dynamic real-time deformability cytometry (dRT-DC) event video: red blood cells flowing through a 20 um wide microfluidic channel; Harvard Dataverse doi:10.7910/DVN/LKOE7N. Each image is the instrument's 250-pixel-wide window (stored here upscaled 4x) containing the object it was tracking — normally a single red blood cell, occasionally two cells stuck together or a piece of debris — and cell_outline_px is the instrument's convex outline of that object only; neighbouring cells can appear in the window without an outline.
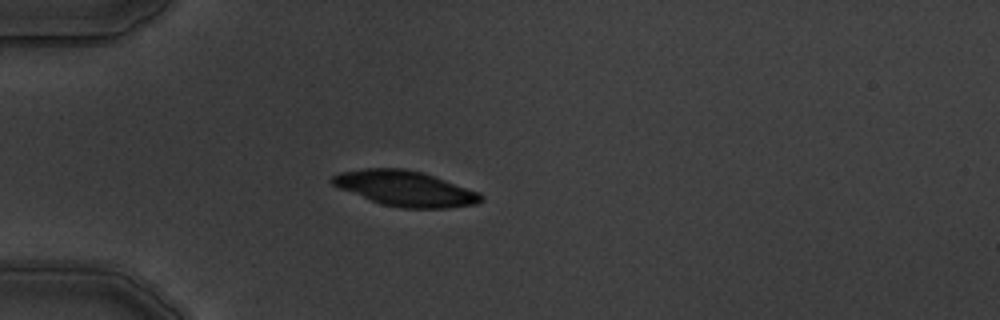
{"species": "common noctule bat (a hibernating species)", "species_latin": "Nyctalus noctula", "temperature_condition": "warm", "stored_images_in_passage": 7, "camera_frame_rate_fps": 3000, "um_per_image_px": 0.085, "animal": {"sex": "male", "body_mass_g": 19.5, "forearm_length_mm": 54.6}, "frame": {"image": 1, "passage_image": 5, "time_ms": 4.667, "image_size_px": [1000, 320], "cell_outline_px": [[484, 200], [476, 204], [448, 208], [400, 208], [380, 204], [340, 188], [332, 184], [332, 176], [340, 172], [364, 168], [404, 168], [424, 172], [480, 192], [484, 196]], "centroid_in_image_um": [34.49, 16.02], "position_along_channel_um": 50.5, "area_um2": 30.75}}